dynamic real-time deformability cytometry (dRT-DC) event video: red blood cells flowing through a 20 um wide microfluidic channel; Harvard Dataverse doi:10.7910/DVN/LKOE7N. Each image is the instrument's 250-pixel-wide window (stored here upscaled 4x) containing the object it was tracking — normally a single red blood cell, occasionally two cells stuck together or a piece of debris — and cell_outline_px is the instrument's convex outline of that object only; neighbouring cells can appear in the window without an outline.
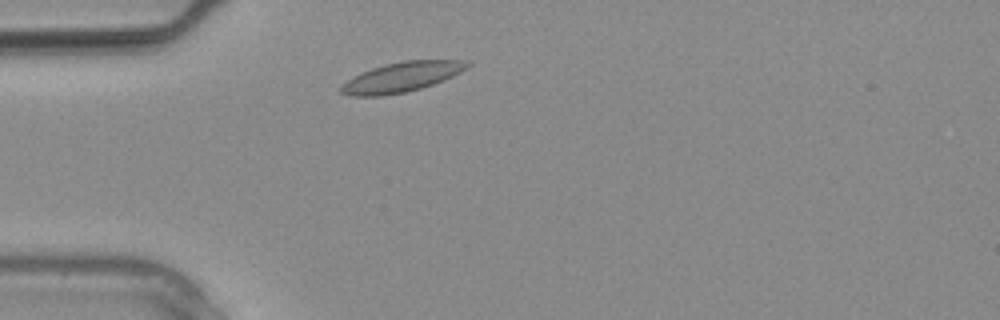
{"species": "common noctule bat (a hibernating species)", "species_latin": "Nyctalus noctula", "temperature_condition": "warm", "stored_images_in_passage": 1, "camera_frame_rate_fps": 3000, "um_per_image_px": 0.085, "animal": {"sex": "male", "body_mass_g": 20.4}, "frame": {"image": 1, "passage_image": 1, "time_ms": 0.0, "image_size_px": [1000, 320], "cell_outline_px": [[472, 64], [468, 68], [444, 80], [420, 88], [404, 92], [380, 96], [348, 96], [340, 92], [340, 88], [348, 80], [360, 72], [384, 64], [404, 60], [464, 60]], "centroid_in_image_um": [34.14, 6.54], "position_along_channel_um": 50.9, "area_um2": 21.85}}